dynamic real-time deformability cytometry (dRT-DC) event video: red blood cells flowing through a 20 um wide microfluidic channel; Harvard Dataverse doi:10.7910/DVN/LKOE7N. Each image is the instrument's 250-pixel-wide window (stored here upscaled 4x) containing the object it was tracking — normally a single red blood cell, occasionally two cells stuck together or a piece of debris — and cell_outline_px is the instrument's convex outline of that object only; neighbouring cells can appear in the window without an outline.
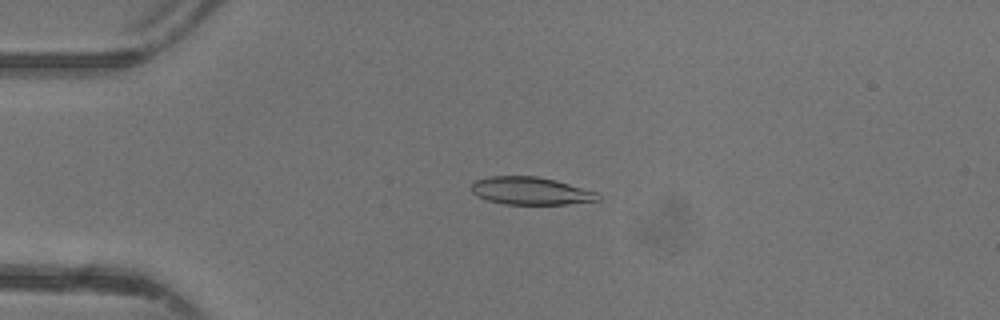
{"species": "common noctule bat (a hibernating species)", "species_latin": "Nyctalus noctula", "temperature_condition": "warm", "stored_images_in_passage": 48, "camera_frame_rate_fps": 3000, "um_per_image_px": 0.085, "animal": {"sex": "female"}, "frame": {"image": 1, "passage_image": 12, "time_ms": 3.667, "image_size_px": [1000, 320], "cell_outline_px": [[600, 200], [568, 204], [504, 204], [488, 200], [476, 196], [472, 192], [472, 184], [476, 180], [488, 176], [536, 176], [556, 180], [596, 192], [600, 196]], "centroid_in_image_um": [45.1, 16.22], "position_along_channel_um": 39.9, "area_um2": 20.35}}
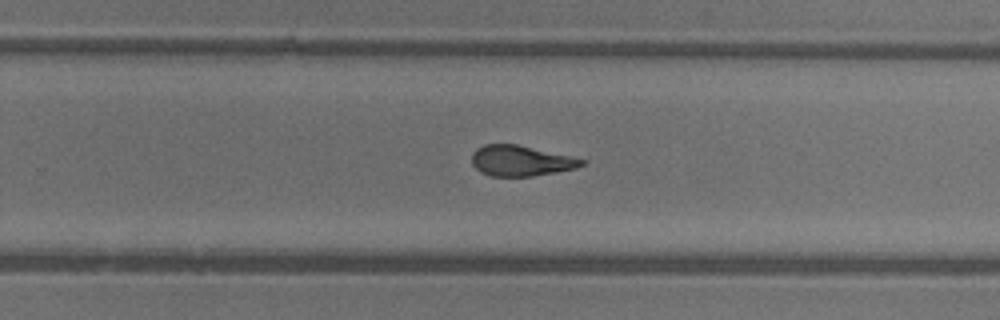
{"frame": {"image": 2, "passage_image": 31, "time_ms": 10.0, "image_size_px": [1000, 320], "cell_outline_px": [[588, 160], [584, 164], [576, 168], [556, 172], [532, 176], [488, 176], [480, 172], [472, 164], [472, 152], [476, 148], [484, 144], [516, 144]], "centroid_in_image_um": [44.25, 13.67], "position_along_channel_um": 285.6, "area_um2": 19.59}}
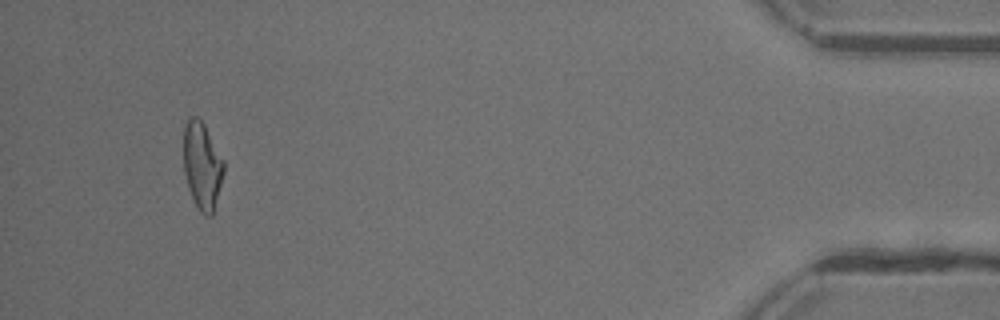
{"frame": {"image": 3, "passage_image": 45, "time_ms": 14.667, "image_size_px": [1000, 320], "cell_outline_px": [[224, 172], [212, 216], [204, 216], [196, 208], [192, 200], [188, 188], [184, 172], [184, 124], [188, 116], [196, 116], [204, 124], [224, 160]], "centroid_in_image_um": [17.17, 14.1], "position_along_channel_um": 418.0, "area_um2": 20.63}, "authors_computed_cell_mechanics": {"area_um2": 20.8658, "velocity_mm_per_s": 4.4043, "shape_relaxation_time_tau1_ms": 5.8987, "shape_relaxation_time_tau2_ms": 1.4864, "deformation_change_tau1": 0.2283, "deformation_change_tau2": 0.106}}